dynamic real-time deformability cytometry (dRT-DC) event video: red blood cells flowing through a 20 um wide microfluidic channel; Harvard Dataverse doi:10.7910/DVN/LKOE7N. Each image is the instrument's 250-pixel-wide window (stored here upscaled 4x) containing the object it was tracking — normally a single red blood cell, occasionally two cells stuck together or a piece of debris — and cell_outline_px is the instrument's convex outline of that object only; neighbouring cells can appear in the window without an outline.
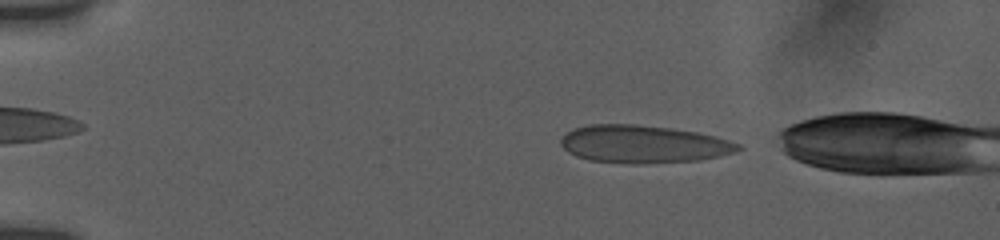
{"species": "human", "species_latin": "Homo sapiens", "temperature_condition": "room temperature", "stored_images_in_passage": 58, "camera_frame_rate_fps": 3000, "um_per_image_px": 0.085, "donor": {"sex": "female"}, "frame": {"image": 1, "passage_image": 3, "time_ms": 0.667, "image_size_px": [1000, 240], "cell_outline_px": [[740, 148], [716, 156], [692, 160], [636, 164], [632, 164], [588, 160], [576, 156], [564, 148], [560, 140], [568, 132], [576, 128], [596, 124], [628, 124], [664, 128], [692, 132], [712, 136], [736, 144]], "centroid_in_image_um": [54.54, 12.26], "position_along_channel_um": 30.5, "area_um2": 37.4}}
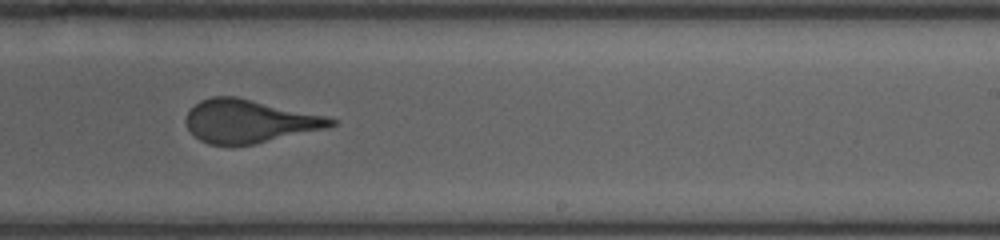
{"frame": {"image": 2, "passage_image": 35, "time_ms": 9.0, "image_size_px": [1000, 240], "cell_outline_px": [[336, 124], [324, 128], [252, 144], [208, 144], [200, 140], [188, 128], [184, 120], [188, 112], [200, 100], [212, 96], [236, 96], [328, 116], [336, 120]], "centroid_in_image_um": [21.16, 10.28], "position_along_channel_um": 267.8, "area_um2": 35.89}}
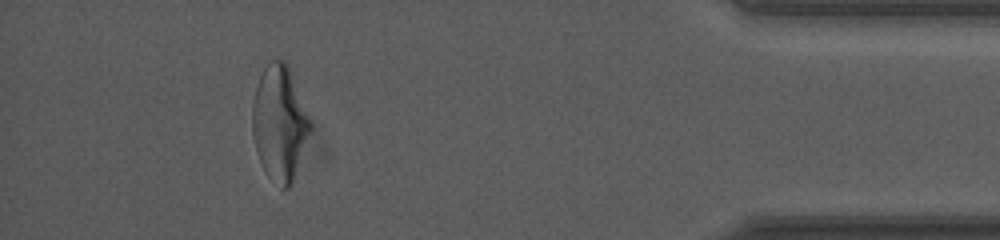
{"frame": {"image": 3, "passage_image": 57, "time_ms": 14.0, "image_size_px": [1000, 240], "cell_outline_px": [[312, 124], [292, 180], [288, 188], [280, 188], [268, 176], [256, 152], [252, 132], [252, 104], [256, 88], [260, 76], [264, 68], [272, 60], [284, 60], [288, 68]], "centroid_in_image_um": [23.72, 10.47], "position_along_channel_um": 411.5, "area_um2": 37.63}}